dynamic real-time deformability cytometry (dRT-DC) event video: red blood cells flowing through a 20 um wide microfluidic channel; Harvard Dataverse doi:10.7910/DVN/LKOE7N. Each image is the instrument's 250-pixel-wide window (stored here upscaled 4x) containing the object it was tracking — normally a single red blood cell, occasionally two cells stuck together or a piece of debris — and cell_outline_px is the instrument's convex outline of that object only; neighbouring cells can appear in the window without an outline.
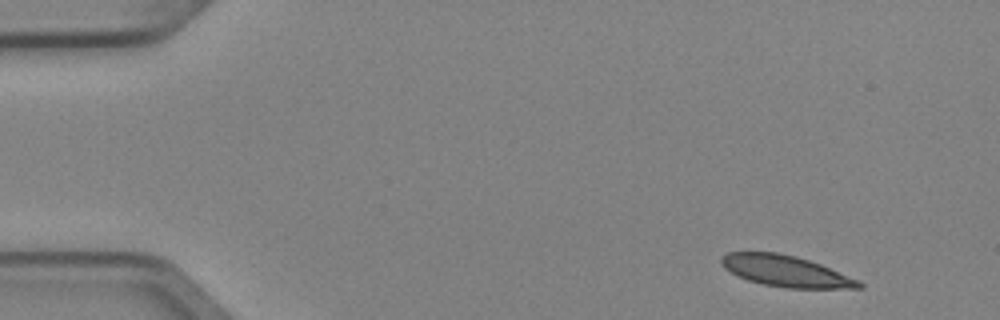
{"species": "Egyptian fruit bat (a non-hibernating species)", "species_latin": "Rousettus aegyptiacus", "temperature_condition": "cold", "stored_images_in_passage": 3, "camera_frame_rate_fps": 3000, "um_per_image_px": 0.085, "animal": {"sex": "female"}, "frame": {"image": 1, "passage_image": 1, "time_ms": 0.0, "image_size_px": [1000, 320], "cell_outline_px": [[864, 288], [784, 288], [764, 284], [748, 280], [724, 268], [720, 264], [720, 256], [728, 252], [776, 252], [796, 256], [820, 264], [860, 280], [864, 284]], "centroid_in_image_um": [66.8, 23.04], "position_along_channel_um": 18.2, "area_um2": 24.97}}
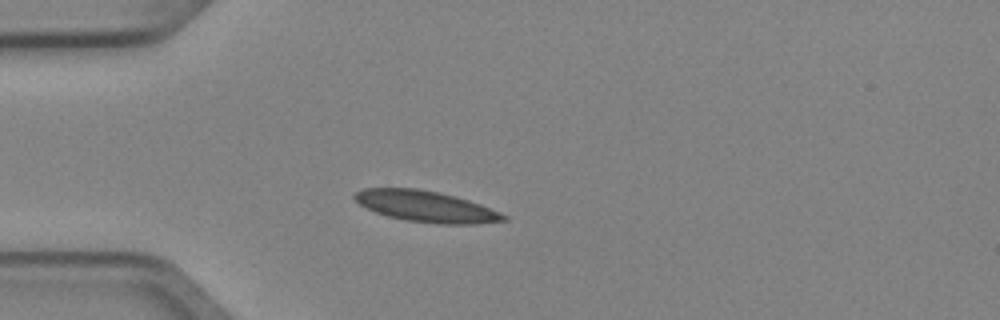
{"frame": {"image": 2, "passage_image": 3, "time_ms": 0.667, "image_size_px": [1000, 320], "cell_outline_px": [[508, 220], [476, 224], [440, 224], [404, 220], [388, 216], [376, 212], [360, 204], [352, 196], [356, 192], [364, 188], [416, 188], [440, 192], [468, 200], [480, 204], [500, 212], [508, 216]], "centroid_in_image_um": [36.23, 17.55], "position_along_channel_um": 48.8, "area_um2": 26.93}}